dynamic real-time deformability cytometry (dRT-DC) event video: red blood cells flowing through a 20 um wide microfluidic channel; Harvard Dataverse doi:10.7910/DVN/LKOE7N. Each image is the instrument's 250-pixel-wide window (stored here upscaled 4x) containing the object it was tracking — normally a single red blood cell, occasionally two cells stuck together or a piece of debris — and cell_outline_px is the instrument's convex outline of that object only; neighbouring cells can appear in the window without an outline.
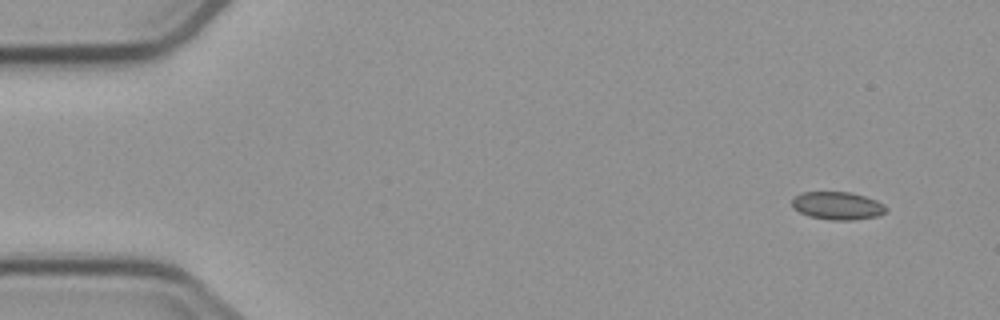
{"species": "common noctule bat (a hibernating species)", "species_latin": "Nyctalus noctula", "temperature_condition": "cold", "stored_images_in_passage": 8, "camera_frame_rate_fps": 3000, "um_per_image_px": 0.085, "animal": {"sex": "male", "body_mass_g": 23.1, "forearm_length_mm": 52.7}, "frame": {"image": 1, "passage_image": 1, "time_ms": 0.0, "image_size_px": [1000, 320], "cell_outline_px": [[888, 208], [880, 216], [852, 220], [832, 220], [808, 216], [792, 208], [792, 200], [800, 192], [848, 192], [864, 196], [876, 200], [884, 204]], "centroid_in_image_um": [71.19, 17.49], "position_along_channel_um": 13.8, "area_um2": 15.32}}
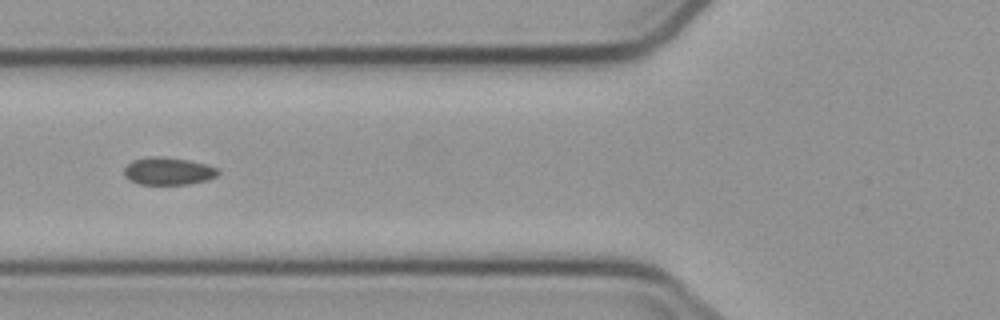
{"frame": {"image": 2, "passage_image": 5, "time_ms": 5.667, "image_size_px": [1000, 320], "cell_outline_px": [[220, 172], [216, 176], [208, 180], [192, 184], [140, 184], [128, 180], [124, 176], [124, 168], [132, 160], [152, 156], [160, 156], [188, 160], [204, 164], [216, 168]], "centroid_in_image_um": [14.28, 14.55], "position_along_channel_um": 111.5, "area_um2": 15.09}}
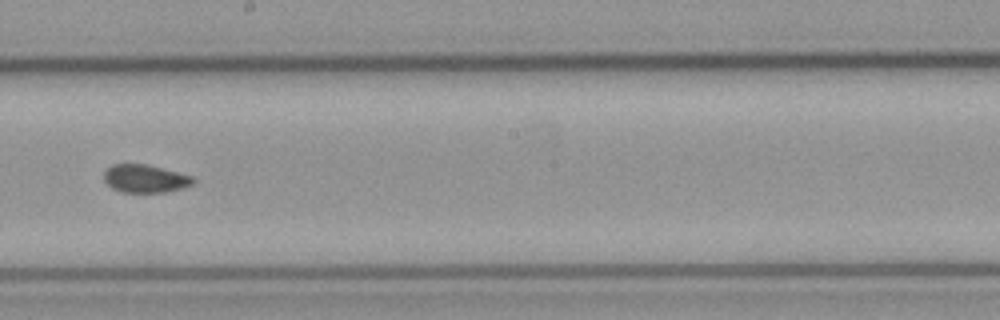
{"frame": {"image": 3, "passage_image": 8, "time_ms": 9.0, "image_size_px": [1000, 320], "cell_outline_px": [[196, 180], [192, 184], [180, 188], [164, 192], [120, 192], [112, 188], [104, 180], [104, 172], [112, 164], [148, 164], [192, 176]], "centroid_in_image_um": [12.32, 15.17], "position_along_channel_um": 235.9, "area_um2": 14.45}}